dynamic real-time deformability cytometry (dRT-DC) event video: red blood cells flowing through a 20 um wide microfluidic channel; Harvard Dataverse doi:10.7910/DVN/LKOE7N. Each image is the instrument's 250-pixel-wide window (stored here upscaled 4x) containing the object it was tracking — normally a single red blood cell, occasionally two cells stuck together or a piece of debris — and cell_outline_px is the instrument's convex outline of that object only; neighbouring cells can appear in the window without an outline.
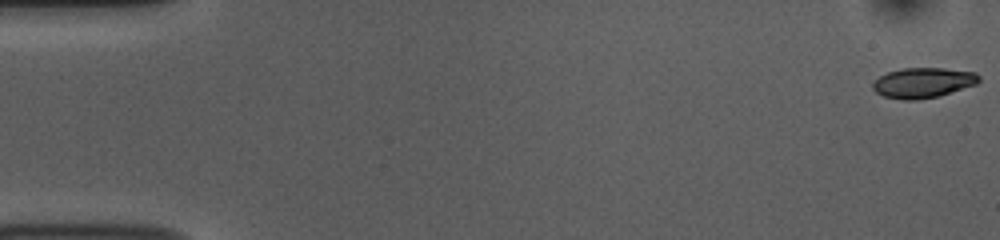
{"species": "common noctule bat (a hibernating species)", "species_latin": "Nyctalus noctula", "temperature_condition": "room temperature", "stored_images_in_passage": 54, "camera_frame_rate_fps": 3000, "um_per_image_px": 0.085, "animal": {"sex": "female", "body_mass_g": 10.0, "forearm_length_mm": 53.1}, "frame": {"image": 1, "passage_image": 1, "time_ms": 0.0, "image_size_px": [1000, 240], "cell_outline_px": [[980, 80], [976, 84], [936, 96], [916, 100], [900, 100], [884, 96], [876, 92], [872, 88], [872, 84], [880, 76], [888, 72], [900, 68], [944, 68], [976, 72], [980, 76]], "centroid_in_image_um": [78.44, 7.02], "position_along_channel_um": 6.6, "area_um2": 18.55}}
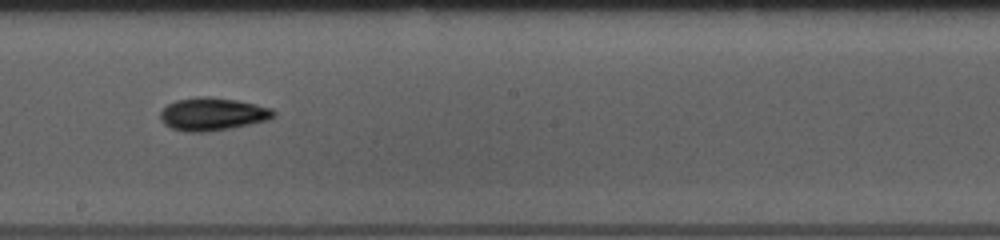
{"frame": {"image": 2, "passage_image": 30, "time_ms": 9.667, "image_size_px": [1000, 240], "cell_outline_px": [[276, 116], [272, 120], [232, 128], [204, 132], [184, 132], [172, 128], [164, 124], [160, 120], [160, 112], [168, 104], [176, 100], [196, 96], [208, 96], [236, 100], [256, 104], [272, 108], [276, 112]], "centroid_in_image_um": [18.1, 9.7], "position_along_channel_um": 230.1, "area_um2": 22.08}}
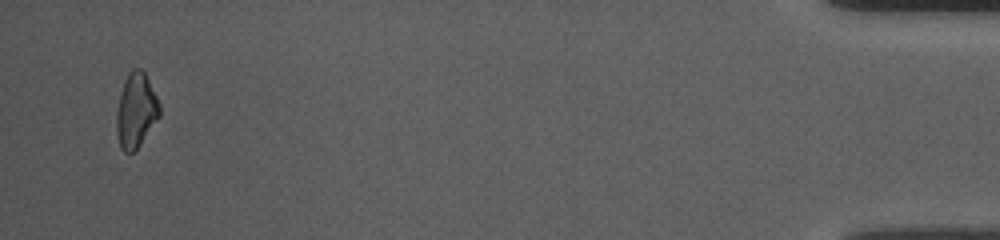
{"frame": {"image": 3, "passage_image": 52, "time_ms": 17.0, "image_size_px": [1000, 240], "cell_outline_px": [[160, 116], [140, 144], [132, 152], [124, 152], [120, 148], [116, 132], [116, 112], [120, 92], [124, 80], [128, 72], [132, 68], [140, 68], [144, 72], [160, 104]], "centroid_in_image_um": [11.54, 9.38], "position_along_channel_um": 423.7, "area_um2": 18.73}, "authors_computed_cell_mechanics": {"area_um2": 19.1896, "velocity_mm_per_s": 3.767, "shape_relaxation_time_tau1_ms": 2.6371, "shape_relaxation_time_tau2_ms": 6.6439, "deformation_change_tau1": 0.0965, "deformation_change_tau2": 0.1159}}